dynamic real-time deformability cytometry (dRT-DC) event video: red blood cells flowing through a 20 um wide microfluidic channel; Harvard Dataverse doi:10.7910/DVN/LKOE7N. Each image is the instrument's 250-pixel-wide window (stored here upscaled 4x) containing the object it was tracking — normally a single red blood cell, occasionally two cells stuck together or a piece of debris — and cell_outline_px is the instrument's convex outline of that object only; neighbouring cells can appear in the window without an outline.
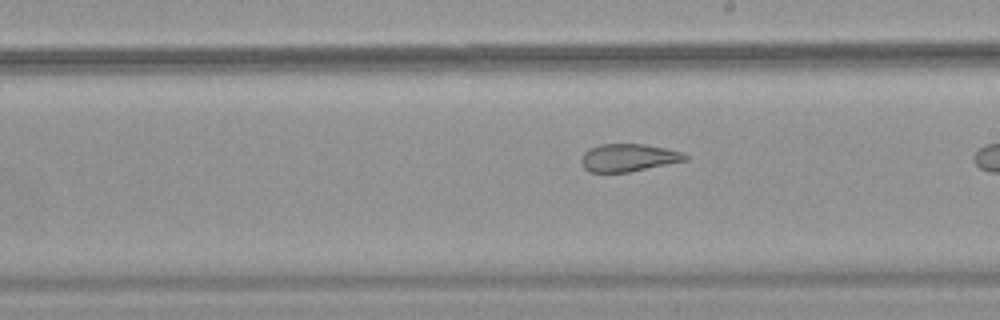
{"species": "common noctule bat (a hibernating species)", "species_latin": "Nyctalus noctula", "temperature_condition": "warm", "stored_images_in_passage": 39, "camera_frame_rate_fps": 3000, "um_per_image_px": 0.085, "animal": {"sex": "female", "body_mass_g": 18.4}, "frame": {"image": 1, "passage_image": 28, "time_ms": 9.0, "image_size_px": [1000, 320], "cell_outline_px": [[688, 160], [628, 172], [588, 172], [580, 164], [580, 160], [584, 152], [588, 148], [600, 144], [644, 144], [684, 152], [688, 156]], "centroid_in_image_um": [53.39, 13.4], "position_along_channel_um": 235.6, "area_um2": 16.88}}